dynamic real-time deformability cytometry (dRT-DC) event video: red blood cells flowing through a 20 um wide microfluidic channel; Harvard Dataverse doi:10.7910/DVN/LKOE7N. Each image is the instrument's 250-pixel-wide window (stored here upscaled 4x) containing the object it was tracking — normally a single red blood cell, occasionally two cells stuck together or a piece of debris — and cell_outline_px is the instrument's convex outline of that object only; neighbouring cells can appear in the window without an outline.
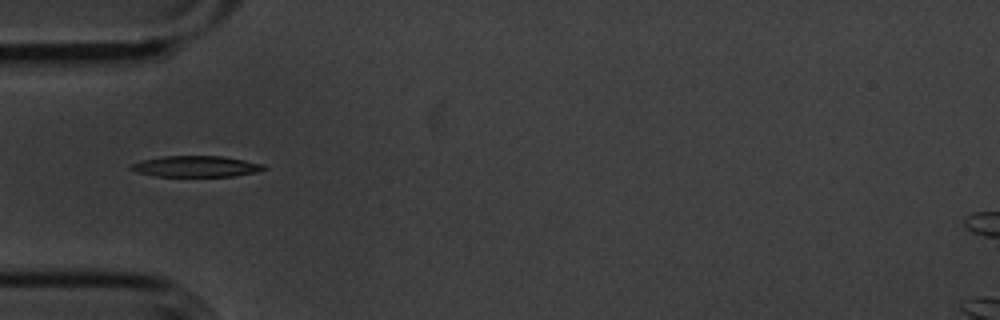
{"species": "common noctule bat (a hibernating species)", "species_latin": "Nyctalus noctula", "temperature_condition": "cold", "stored_images_in_passage": 39, "camera_frame_rate_fps": 3000, "um_per_image_px": 0.085, "animal": {"sex": "male", "body_mass_g": 20.1, "forearm_length_mm": 53.5}, "frame": {"image": 1, "passage_image": 1, "time_ms": 0.0, "image_size_px": [1000, 320], "cell_outline_px": [[268, 168], [256, 172], [232, 176], [156, 176], [136, 172], [128, 168], [128, 164], [140, 160], [164, 156], [224, 156], [264, 164]], "centroid_in_image_um": [16.61, 14.14], "position_along_channel_um": 68.4, "area_um2": 16.42}}
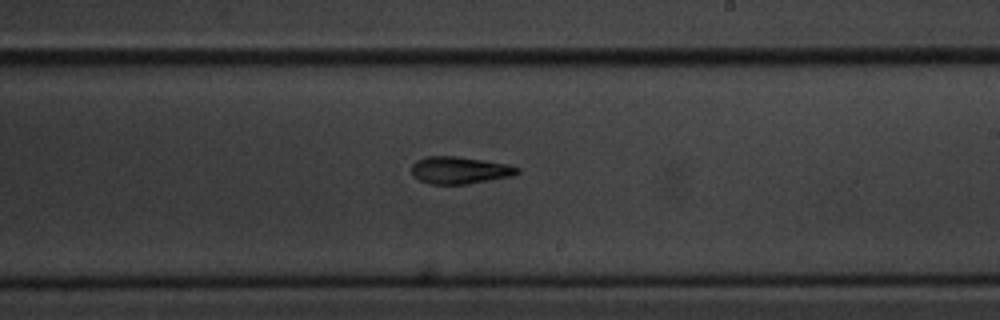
{"frame": {"image": 2, "passage_image": 16, "time_ms": 5.0, "image_size_px": [1000, 320], "cell_outline_px": [[520, 172], [512, 176], [468, 184], [432, 184], [420, 180], [412, 172], [412, 164], [416, 160], [428, 156], [456, 156], [484, 160], [508, 164], [520, 168]], "centroid_in_image_um": [39.11, 14.46], "position_along_channel_um": 249.9, "area_um2": 16.7}}
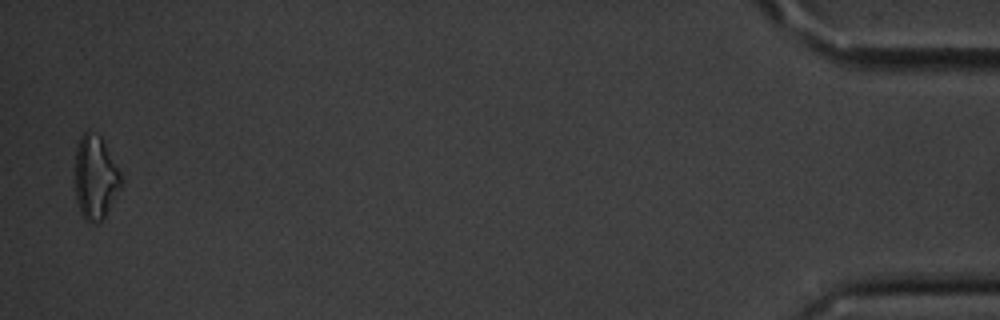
{"frame": {"image": 3, "passage_image": 38, "time_ms": 12.333, "image_size_px": [1000, 320], "cell_outline_px": [[124, 180], [120, 188], [104, 216], [96, 224], [84, 220], [80, 212], [76, 200], [76, 148], [80, 136], [84, 132], [88, 132], [100, 136], [104, 140]], "centroid_in_image_um": [8.11, 15.08], "position_along_channel_um": 427.1, "area_um2": 22.31}, "authors_computed_cell_mechanics": {"area_um2": 17.1088, "velocity_mm_per_s": 3.629, "shape_relaxation_time_tau1_ms": 3.2888, "shape_relaxation_time_tau2_ms": 3.6328, "deformation_change_tau1": 0.1569, "deformation_change_tau2": 0.1238}}